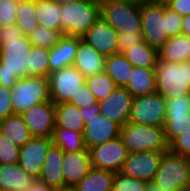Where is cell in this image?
I'll return each instance as SVG.
<instances>
[{
  "mask_svg": "<svg viewBox=\"0 0 190 191\" xmlns=\"http://www.w3.org/2000/svg\"><path fill=\"white\" fill-rule=\"evenodd\" d=\"M29 191H56L54 188L49 187L44 182L37 179L34 182V185L30 188Z\"/></svg>",
  "mask_w": 190,
  "mask_h": 191,
  "instance_id": "49",
  "label": "cell"
},
{
  "mask_svg": "<svg viewBox=\"0 0 190 191\" xmlns=\"http://www.w3.org/2000/svg\"><path fill=\"white\" fill-rule=\"evenodd\" d=\"M97 99L92 91L89 89V86L85 82L83 86L79 88V91L75 96L70 100V104L76 105L78 108L88 107L91 104L97 103Z\"/></svg>",
  "mask_w": 190,
  "mask_h": 191,
  "instance_id": "42",
  "label": "cell"
},
{
  "mask_svg": "<svg viewBox=\"0 0 190 191\" xmlns=\"http://www.w3.org/2000/svg\"><path fill=\"white\" fill-rule=\"evenodd\" d=\"M128 153L142 151H169L164 128L144 124L127 123L121 127L120 135Z\"/></svg>",
  "mask_w": 190,
  "mask_h": 191,
  "instance_id": "5",
  "label": "cell"
},
{
  "mask_svg": "<svg viewBox=\"0 0 190 191\" xmlns=\"http://www.w3.org/2000/svg\"><path fill=\"white\" fill-rule=\"evenodd\" d=\"M91 166L96 169L120 172L128 150L120 137L89 149Z\"/></svg>",
  "mask_w": 190,
  "mask_h": 191,
  "instance_id": "11",
  "label": "cell"
},
{
  "mask_svg": "<svg viewBox=\"0 0 190 191\" xmlns=\"http://www.w3.org/2000/svg\"><path fill=\"white\" fill-rule=\"evenodd\" d=\"M92 168L90 151L88 149L78 152H64L62 172L65 186L77 185Z\"/></svg>",
  "mask_w": 190,
  "mask_h": 191,
  "instance_id": "18",
  "label": "cell"
},
{
  "mask_svg": "<svg viewBox=\"0 0 190 191\" xmlns=\"http://www.w3.org/2000/svg\"><path fill=\"white\" fill-rule=\"evenodd\" d=\"M100 17V0H82L60 5V32L82 36Z\"/></svg>",
  "mask_w": 190,
  "mask_h": 191,
  "instance_id": "2",
  "label": "cell"
},
{
  "mask_svg": "<svg viewBox=\"0 0 190 191\" xmlns=\"http://www.w3.org/2000/svg\"><path fill=\"white\" fill-rule=\"evenodd\" d=\"M190 131V114L180 116H166L164 133L169 145L176 137Z\"/></svg>",
  "mask_w": 190,
  "mask_h": 191,
  "instance_id": "36",
  "label": "cell"
},
{
  "mask_svg": "<svg viewBox=\"0 0 190 191\" xmlns=\"http://www.w3.org/2000/svg\"><path fill=\"white\" fill-rule=\"evenodd\" d=\"M21 29L15 24L0 27V48L7 43V40L23 37Z\"/></svg>",
  "mask_w": 190,
  "mask_h": 191,
  "instance_id": "46",
  "label": "cell"
},
{
  "mask_svg": "<svg viewBox=\"0 0 190 191\" xmlns=\"http://www.w3.org/2000/svg\"><path fill=\"white\" fill-rule=\"evenodd\" d=\"M80 114L83 119H89L96 115L100 114V105L99 103L91 104L88 107L80 108Z\"/></svg>",
  "mask_w": 190,
  "mask_h": 191,
  "instance_id": "48",
  "label": "cell"
},
{
  "mask_svg": "<svg viewBox=\"0 0 190 191\" xmlns=\"http://www.w3.org/2000/svg\"><path fill=\"white\" fill-rule=\"evenodd\" d=\"M53 1L61 5V4H64V3L80 2L82 0H53Z\"/></svg>",
  "mask_w": 190,
  "mask_h": 191,
  "instance_id": "52",
  "label": "cell"
},
{
  "mask_svg": "<svg viewBox=\"0 0 190 191\" xmlns=\"http://www.w3.org/2000/svg\"><path fill=\"white\" fill-rule=\"evenodd\" d=\"M0 132L17 146H24L31 138V133L18 114H12L0 120Z\"/></svg>",
  "mask_w": 190,
  "mask_h": 191,
  "instance_id": "27",
  "label": "cell"
},
{
  "mask_svg": "<svg viewBox=\"0 0 190 191\" xmlns=\"http://www.w3.org/2000/svg\"><path fill=\"white\" fill-rule=\"evenodd\" d=\"M142 41H143L142 33H134V34L118 33V38H117L118 53H123L126 50L130 49L133 45H137Z\"/></svg>",
  "mask_w": 190,
  "mask_h": 191,
  "instance_id": "45",
  "label": "cell"
},
{
  "mask_svg": "<svg viewBox=\"0 0 190 191\" xmlns=\"http://www.w3.org/2000/svg\"><path fill=\"white\" fill-rule=\"evenodd\" d=\"M123 55L135 67L156 68L157 49L151 47L144 40L123 52Z\"/></svg>",
  "mask_w": 190,
  "mask_h": 191,
  "instance_id": "29",
  "label": "cell"
},
{
  "mask_svg": "<svg viewBox=\"0 0 190 191\" xmlns=\"http://www.w3.org/2000/svg\"><path fill=\"white\" fill-rule=\"evenodd\" d=\"M168 7L183 17L190 15V0H173Z\"/></svg>",
  "mask_w": 190,
  "mask_h": 191,
  "instance_id": "47",
  "label": "cell"
},
{
  "mask_svg": "<svg viewBox=\"0 0 190 191\" xmlns=\"http://www.w3.org/2000/svg\"><path fill=\"white\" fill-rule=\"evenodd\" d=\"M142 38L151 47L159 49L167 35V6L141 3Z\"/></svg>",
  "mask_w": 190,
  "mask_h": 191,
  "instance_id": "9",
  "label": "cell"
},
{
  "mask_svg": "<svg viewBox=\"0 0 190 191\" xmlns=\"http://www.w3.org/2000/svg\"><path fill=\"white\" fill-rule=\"evenodd\" d=\"M55 104L52 101L33 105L20 116L32 137L52 138L55 122Z\"/></svg>",
  "mask_w": 190,
  "mask_h": 191,
  "instance_id": "13",
  "label": "cell"
},
{
  "mask_svg": "<svg viewBox=\"0 0 190 191\" xmlns=\"http://www.w3.org/2000/svg\"><path fill=\"white\" fill-rule=\"evenodd\" d=\"M79 36L63 35L57 44L49 49V75L73 64L78 48Z\"/></svg>",
  "mask_w": 190,
  "mask_h": 191,
  "instance_id": "21",
  "label": "cell"
},
{
  "mask_svg": "<svg viewBox=\"0 0 190 191\" xmlns=\"http://www.w3.org/2000/svg\"><path fill=\"white\" fill-rule=\"evenodd\" d=\"M31 48L28 36L7 40L0 48V85L12 88L19 79L28 76L26 59Z\"/></svg>",
  "mask_w": 190,
  "mask_h": 191,
  "instance_id": "1",
  "label": "cell"
},
{
  "mask_svg": "<svg viewBox=\"0 0 190 191\" xmlns=\"http://www.w3.org/2000/svg\"><path fill=\"white\" fill-rule=\"evenodd\" d=\"M166 104V116H180L190 114V94L179 95L171 99H166Z\"/></svg>",
  "mask_w": 190,
  "mask_h": 191,
  "instance_id": "39",
  "label": "cell"
},
{
  "mask_svg": "<svg viewBox=\"0 0 190 191\" xmlns=\"http://www.w3.org/2000/svg\"><path fill=\"white\" fill-rule=\"evenodd\" d=\"M35 13L39 26L60 31V4L53 0H36Z\"/></svg>",
  "mask_w": 190,
  "mask_h": 191,
  "instance_id": "30",
  "label": "cell"
},
{
  "mask_svg": "<svg viewBox=\"0 0 190 191\" xmlns=\"http://www.w3.org/2000/svg\"><path fill=\"white\" fill-rule=\"evenodd\" d=\"M183 16L167 7V35L169 37L182 34Z\"/></svg>",
  "mask_w": 190,
  "mask_h": 191,
  "instance_id": "43",
  "label": "cell"
},
{
  "mask_svg": "<svg viewBox=\"0 0 190 191\" xmlns=\"http://www.w3.org/2000/svg\"><path fill=\"white\" fill-rule=\"evenodd\" d=\"M81 38L105 57L118 53V32L101 16Z\"/></svg>",
  "mask_w": 190,
  "mask_h": 191,
  "instance_id": "17",
  "label": "cell"
},
{
  "mask_svg": "<svg viewBox=\"0 0 190 191\" xmlns=\"http://www.w3.org/2000/svg\"><path fill=\"white\" fill-rule=\"evenodd\" d=\"M154 188L165 191H179L190 187V159L170 151L162 155L153 182Z\"/></svg>",
  "mask_w": 190,
  "mask_h": 191,
  "instance_id": "6",
  "label": "cell"
},
{
  "mask_svg": "<svg viewBox=\"0 0 190 191\" xmlns=\"http://www.w3.org/2000/svg\"><path fill=\"white\" fill-rule=\"evenodd\" d=\"M164 153L157 151L129 153L120 172L126 176L141 179L151 184Z\"/></svg>",
  "mask_w": 190,
  "mask_h": 191,
  "instance_id": "12",
  "label": "cell"
},
{
  "mask_svg": "<svg viewBox=\"0 0 190 191\" xmlns=\"http://www.w3.org/2000/svg\"><path fill=\"white\" fill-rule=\"evenodd\" d=\"M133 70V65L123 53L106 56L104 72L114 81L116 87H125Z\"/></svg>",
  "mask_w": 190,
  "mask_h": 191,
  "instance_id": "26",
  "label": "cell"
},
{
  "mask_svg": "<svg viewBox=\"0 0 190 191\" xmlns=\"http://www.w3.org/2000/svg\"><path fill=\"white\" fill-rule=\"evenodd\" d=\"M10 98L11 88L0 85V120L14 114Z\"/></svg>",
  "mask_w": 190,
  "mask_h": 191,
  "instance_id": "44",
  "label": "cell"
},
{
  "mask_svg": "<svg viewBox=\"0 0 190 191\" xmlns=\"http://www.w3.org/2000/svg\"><path fill=\"white\" fill-rule=\"evenodd\" d=\"M14 114L21 115L33 105L51 101L49 77L26 76L11 88Z\"/></svg>",
  "mask_w": 190,
  "mask_h": 191,
  "instance_id": "7",
  "label": "cell"
},
{
  "mask_svg": "<svg viewBox=\"0 0 190 191\" xmlns=\"http://www.w3.org/2000/svg\"><path fill=\"white\" fill-rule=\"evenodd\" d=\"M124 1H131V2H136V3H142L143 0H124Z\"/></svg>",
  "mask_w": 190,
  "mask_h": 191,
  "instance_id": "55",
  "label": "cell"
},
{
  "mask_svg": "<svg viewBox=\"0 0 190 191\" xmlns=\"http://www.w3.org/2000/svg\"><path fill=\"white\" fill-rule=\"evenodd\" d=\"M49 49L32 46L26 59L28 76L49 77Z\"/></svg>",
  "mask_w": 190,
  "mask_h": 191,
  "instance_id": "33",
  "label": "cell"
},
{
  "mask_svg": "<svg viewBox=\"0 0 190 191\" xmlns=\"http://www.w3.org/2000/svg\"><path fill=\"white\" fill-rule=\"evenodd\" d=\"M179 191H190V187L189 188H186V189H181Z\"/></svg>",
  "mask_w": 190,
  "mask_h": 191,
  "instance_id": "56",
  "label": "cell"
},
{
  "mask_svg": "<svg viewBox=\"0 0 190 191\" xmlns=\"http://www.w3.org/2000/svg\"><path fill=\"white\" fill-rule=\"evenodd\" d=\"M86 82L74 66L62 68L49 75L50 98L54 104L68 103Z\"/></svg>",
  "mask_w": 190,
  "mask_h": 191,
  "instance_id": "10",
  "label": "cell"
},
{
  "mask_svg": "<svg viewBox=\"0 0 190 191\" xmlns=\"http://www.w3.org/2000/svg\"><path fill=\"white\" fill-rule=\"evenodd\" d=\"M100 16L118 33H141V3L100 0Z\"/></svg>",
  "mask_w": 190,
  "mask_h": 191,
  "instance_id": "4",
  "label": "cell"
},
{
  "mask_svg": "<svg viewBox=\"0 0 190 191\" xmlns=\"http://www.w3.org/2000/svg\"><path fill=\"white\" fill-rule=\"evenodd\" d=\"M20 147L0 132V164L18 163Z\"/></svg>",
  "mask_w": 190,
  "mask_h": 191,
  "instance_id": "38",
  "label": "cell"
},
{
  "mask_svg": "<svg viewBox=\"0 0 190 191\" xmlns=\"http://www.w3.org/2000/svg\"><path fill=\"white\" fill-rule=\"evenodd\" d=\"M56 191H77V190L75 187L66 186V187H62L60 189H57Z\"/></svg>",
  "mask_w": 190,
  "mask_h": 191,
  "instance_id": "53",
  "label": "cell"
},
{
  "mask_svg": "<svg viewBox=\"0 0 190 191\" xmlns=\"http://www.w3.org/2000/svg\"><path fill=\"white\" fill-rule=\"evenodd\" d=\"M147 191H165V190L160 189V188H154V187H152V186L150 185Z\"/></svg>",
  "mask_w": 190,
  "mask_h": 191,
  "instance_id": "54",
  "label": "cell"
},
{
  "mask_svg": "<svg viewBox=\"0 0 190 191\" xmlns=\"http://www.w3.org/2000/svg\"><path fill=\"white\" fill-rule=\"evenodd\" d=\"M156 92L165 100L190 94V61L168 62L157 58Z\"/></svg>",
  "mask_w": 190,
  "mask_h": 191,
  "instance_id": "3",
  "label": "cell"
},
{
  "mask_svg": "<svg viewBox=\"0 0 190 191\" xmlns=\"http://www.w3.org/2000/svg\"><path fill=\"white\" fill-rule=\"evenodd\" d=\"M149 186L150 184L147 181L116 172L112 191H147Z\"/></svg>",
  "mask_w": 190,
  "mask_h": 191,
  "instance_id": "37",
  "label": "cell"
},
{
  "mask_svg": "<svg viewBox=\"0 0 190 191\" xmlns=\"http://www.w3.org/2000/svg\"><path fill=\"white\" fill-rule=\"evenodd\" d=\"M54 128H65L83 134L85 122L80 114V108L68 103L55 104Z\"/></svg>",
  "mask_w": 190,
  "mask_h": 191,
  "instance_id": "25",
  "label": "cell"
},
{
  "mask_svg": "<svg viewBox=\"0 0 190 191\" xmlns=\"http://www.w3.org/2000/svg\"><path fill=\"white\" fill-rule=\"evenodd\" d=\"M36 180L17 163L0 164V191H29Z\"/></svg>",
  "mask_w": 190,
  "mask_h": 191,
  "instance_id": "22",
  "label": "cell"
},
{
  "mask_svg": "<svg viewBox=\"0 0 190 191\" xmlns=\"http://www.w3.org/2000/svg\"><path fill=\"white\" fill-rule=\"evenodd\" d=\"M52 140L53 144L60 147L64 152L86 150L81 132L65 128H54Z\"/></svg>",
  "mask_w": 190,
  "mask_h": 191,
  "instance_id": "31",
  "label": "cell"
},
{
  "mask_svg": "<svg viewBox=\"0 0 190 191\" xmlns=\"http://www.w3.org/2000/svg\"><path fill=\"white\" fill-rule=\"evenodd\" d=\"M105 56L79 36L78 48L72 66L85 78L104 72Z\"/></svg>",
  "mask_w": 190,
  "mask_h": 191,
  "instance_id": "19",
  "label": "cell"
},
{
  "mask_svg": "<svg viewBox=\"0 0 190 191\" xmlns=\"http://www.w3.org/2000/svg\"><path fill=\"white\" fill-rule=\"evenodd\" d=\"M83 139L86 149L119 137L121 126L102 113L89 119H84Z\"/></svg>",
  "mask_w": 190,
  "mask_h": 191,
  "instance_id": "15",
  "label": "cell"
},
{
  "mask_svg": "<svg viewBox=\"0 0 190 191\" xmlns=\"http://www.w3.org/2000/svg\"><path fill=\"white\" fill-rule=\"evenodd\" d=\"M86 83L98 102L105 100L116 88L113 79L105 72L86 78Z\"/></svg>",
  "mask_w": 190,
  "mask_h": 191,
  "instance_id": "34",
  "label": "cell"
},
{
  "mask_svg": "<svg viewBox=\"0 0 190 191\" xmlns=\"http://www.w3.org/2000/svg\"><path fill=\"white\" fill-rule=\"evenodd\" d=\"M133 95L125 87H116L111 94L99 101L100 113L121 127L129 122Z\"/></svg>",
  "mask_w": 190,
  "mask_h": 191,
  "instance_id": "16",
  "label": "cell"
},
{
  "mask_svg": "<svg viewBox=\"0 0 190 191\" xmlns=\"http://www.w3.org/2000/svg\"><path fill=\"white\" fill-rule=\"evenodd\" d=\"M142 2L168 7L173 2V0H143Z\"/></svg>",
  "mask_w": 190,
  "mask_h": 191,
  "instance_id": "51",
  "label": "cell"
},
{
  "mask_svg": "<svg viewBox=\"0 0 190 191\" xmlns=\"http://www.w3.org/2000/svg\"><path fill=\"white\" fill-rule=\"evenodd\" d=\"M158 59L168 62L183 63L190 61V38L184 34L169 37L157 49Z\"/></svg>",
  "mask_w": 190,
  "mask_h": 191,
  "instance_id": "23",
  "label": "cell"
},
{
  "mask_svg": "<svg viewBox=\"0 0 190 191\" xmlns=\"http://www.w3.org/2000/svg\"><path fill=\"white\" fill-rule=\"evenodd\" d=\"M35 11L36 0H19L16 10V25L21 29L24 36H28L39 26Z\"/></svg>",
  "mask_w": 190,
  "mask_h": 191,
  "instance_id": "32",
  "label": "cell"
},
{
  "mask_svg": "<svg viewBox=\"0 0 190 191\" xmlns=\"http://www.w3.org/2000/svg\"><path fill=\"white\" fill-rule=\"evenodd\" d=\"M125 88L133 95V97L155 93V68H143L133 66V70Z\"/></svg>",
  "mask_w": 190,
  "mask_h": 191,
  "instance_id": "24",
  "label": "cell"
},
{
  "mask_svg": "<svg viewBox=\"0 0 190 191\" xmlns=\"http://www.w3.org/2000/svg\"><path fill=\"white\" fill-rule=\"evenodd\" d=\"M182 34L190 38V15L183 17Z\"/></svg>",
  "mask_w": 190,
  "mask_h": 191,
  "instance_id": "50",
  "label": "cell"
},
{
  "mask_svg": "<svg viewBox=\"0 0 190 191\" xmlns=\"http://www.w3.org/2000/svg\"><path fill=\"white\" fill-rule=\"evenodd\" d=\"M19 0H0V27L16 23Z\"/></svg>",
  "mask_w": 190,
  "mask_h": 191,
  "instance_id": "40",
  "label": "cell"
},
{
  "mask_svg": "<svg viewBox=\"0 0 190 191\" xmlns=\"http://www.w3.org/2000/svg\"><path fill=\"white\" fill-rule=\"evenodd\" d=\"M52 144V138L32 137L24 146L20 147L17 164L29 175L38 179Z\"/></svg>",
  "mask_w": 190,
  "mask_h": 191,
  "instance_id": "14",
  "label": "cell"
},
{
  "mask_svg": "<svg viewBox=\"0 0 190 191\" xmlns=\"http://www.w3.org/2000/svg\"><path fill=\"white\" fill-rule=\"evenodd\" d=\"M62 36L59 30L38 26L28 35V39L32 46L51 49Z\"/></svg>",
  "mask_w": 190,
  "mask_h": 191,
  "instance_id": "35",
  "label": "cell"
},
{
  "mask_svg": "<svg viewBox=\"0 0 190 191\" xmlns=\"http://www.w3.org/2000/svg\"><path fill=\"white\" fill-rule=\"evenodd\" d=\"M169 151L190 159V131L176 137L169 144Z\"/></svg>",
  "mask_w": 190,
  "mask_h": 191,
  "instance_id": "41",
  "label": "cell"
},
{
  "mask_svg": "<svg viewBox=\"0 0 190 191\" xmlns=\"http://www.w3.org/2000/svg\"><path fill=\"white\" fill-rule=\"evenodd\" d=\"M64 151L52 144L45 157L39 180L55 190L65 186V179L62 172V160Z\"/></svg>",
  "mask_w": 190,
  "mask_h": 191,
  "instance_id": "20",
  "label": "cell"
},
{
  "mask_svg": "<svg viewBox=\"0 0 190 191\" xmlns=\"http://www.w3.org/2000/svg\"><path fill=\"white\" fill-rule=\"evenodd\" d=\"M166 112V100L157 92L133 97L129 123L164 128Z\"/></svg>",
  "mask_w": 190,
  "mask_h": 191,
  "instance_id": "8",
  "label": "cell"
},
{
  "mask_svg": "<svg viewBox=\"0 0 190 191\" xmlns=\"http://www.w3.org/2000/svg\"><path fill=\"white\" fill-rule=\"evenodd\" d=\"M115 172L91 168L74 187L77 191H112Z\"/></svg>",
  "mask_w": 190,
  "mask_h": 191,
  "instance_id": "28",
  "label": "cell"
}]
</instances>
